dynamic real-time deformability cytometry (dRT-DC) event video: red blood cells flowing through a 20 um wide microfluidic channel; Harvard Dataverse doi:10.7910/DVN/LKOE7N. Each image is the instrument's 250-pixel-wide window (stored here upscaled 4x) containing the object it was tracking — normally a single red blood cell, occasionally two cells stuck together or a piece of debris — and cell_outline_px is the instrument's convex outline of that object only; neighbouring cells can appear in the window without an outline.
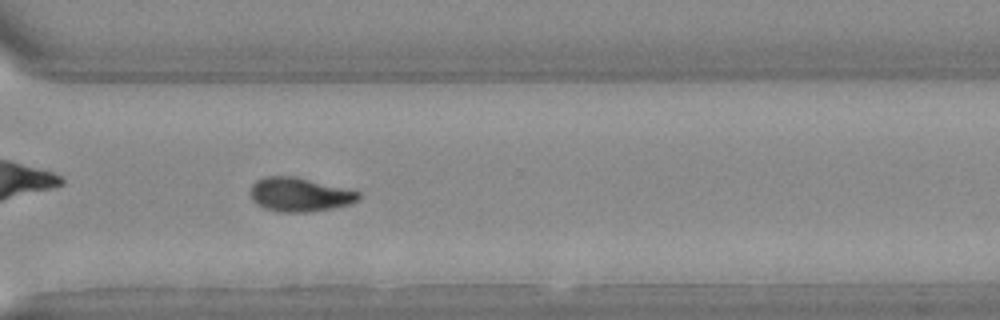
{"species": "Egyptian fruit bat (a non-hibernating species)", "species_latin": "Rousettus aegyptiacus", "temperature_condition": "warm", "stored_images_in_passage": 40, "camera_frame_rate_fps": 3000, "um_per_image_px": 0.085, "animal": {"sex": "female"}, "frame": {"image": 1, "passage_image": 29, "time_ms": 9.333, "image_size_px": [1000, 320], "cell_outline_px": [[360, 196], [352, 204], [332, 208], [308, 212], [276, 212], [264, 208], [256, 204], [252, 200], [252, 184], [256, 180], [264, 176], [296, 176], [360, 192]], "centroid_in_image_um": [25.45, 16.54], "position_along_channel_um": 345.2, "area_um2": 21.39}}
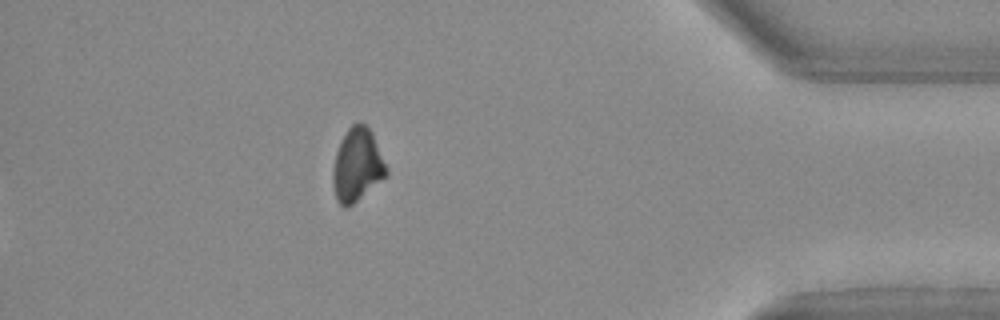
{"frame": {"image": 2, "passage_image": 40, "time_ms": 13.0, "image_size_px": [1000, 320], "cell_outline_px": [[388, 176], [352, 204], [344, 208], [336, 200], [332, 180], [332, 172], [336, 152], [348, 128], [352, 124], [364, 124], [372, 132], [388, 168]], "centroid_in_image_um": [30.37, 14.06], "position_along_channel_um": 404.8, "area_um2": 22.66}}